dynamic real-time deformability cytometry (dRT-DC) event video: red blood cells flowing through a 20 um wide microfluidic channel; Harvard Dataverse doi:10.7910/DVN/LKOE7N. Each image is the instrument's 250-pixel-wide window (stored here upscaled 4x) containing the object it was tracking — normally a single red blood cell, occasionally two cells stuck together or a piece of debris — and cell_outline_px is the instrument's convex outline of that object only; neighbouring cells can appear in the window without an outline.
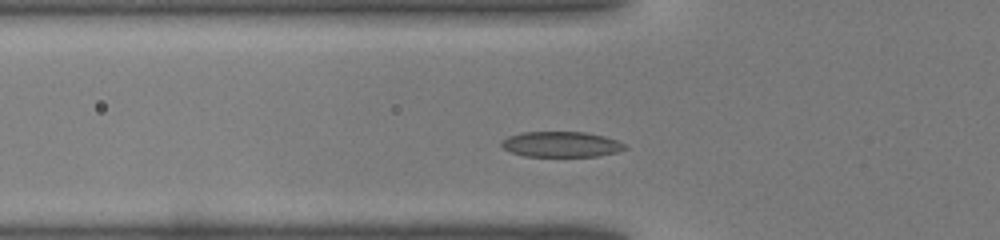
{"species": "common noctule bat (a hibernating species)", "species_latin": "Nyctalus noctula", "temperature_condition": "warm", "stored_images_in_passage": 28, "camera_frame_rate_fps": 3000, "um_per_image_px": 0.085, "animal": {"sex": "male", "body_mass_g": 19.0, "forearm_length_mm": 50.8}, "frame": {"image": 1, "passage_image": 5, "time_ms": 1.333, "image_size_px": [1000, 240], "cell_outline_px": [[628, 148], [616, 152], [596, 156], [524, 156], [512, 152], [504, 148], [500, 144], [508, 136], [524, 132], [584, 132], [604, 136], [616, 140], [624, 144]], "centroid_in_image_um": [47.71, 12.26], "position_along_channel_um": 78.1, "area_um2": 18.09}}
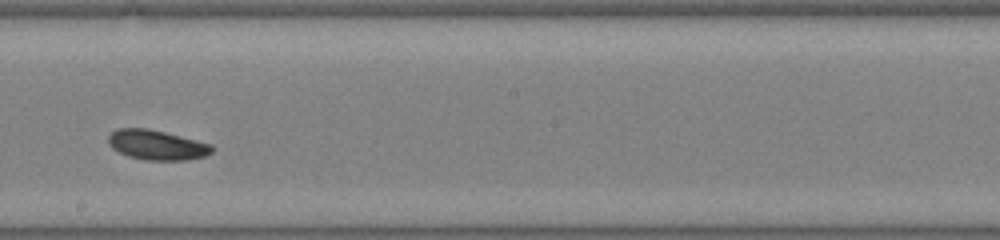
{"frame": {"image": 2, "passage_image": 15, "time_ms": 4.667, "image_size_px": [1000, 240], "cell_outline_px": [[212, 152], [204, 156], [184, 160], [144, 160], [128, 156], [112, 148], [108, 144], [108, 136], [116, 128], [148, 128], [212, 144]], "centroid_in_image_um": [13.29, 12.32], "position_along_channel_um": 234.9, "area_um2": 17.92}}
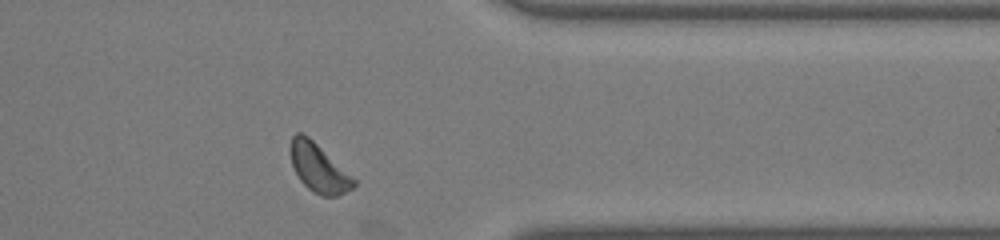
{"frame": {"image": 3, "passage_image": 25, "time_ms": 8.0, "image_size_px": [1000, 240], "cell_outline_px": [[356, 184], [352, 188], [336, 196], [324, 196], [312, 192], [300, 180], [292, 164], [288, 148], [292, 136], [296, 132], [300, 132], [308, 136], [356, 180]], "centroid_in_image_um": [27.04, 14.26], "position_along_channel_um": 384.4, "area_um2": 17.63}}